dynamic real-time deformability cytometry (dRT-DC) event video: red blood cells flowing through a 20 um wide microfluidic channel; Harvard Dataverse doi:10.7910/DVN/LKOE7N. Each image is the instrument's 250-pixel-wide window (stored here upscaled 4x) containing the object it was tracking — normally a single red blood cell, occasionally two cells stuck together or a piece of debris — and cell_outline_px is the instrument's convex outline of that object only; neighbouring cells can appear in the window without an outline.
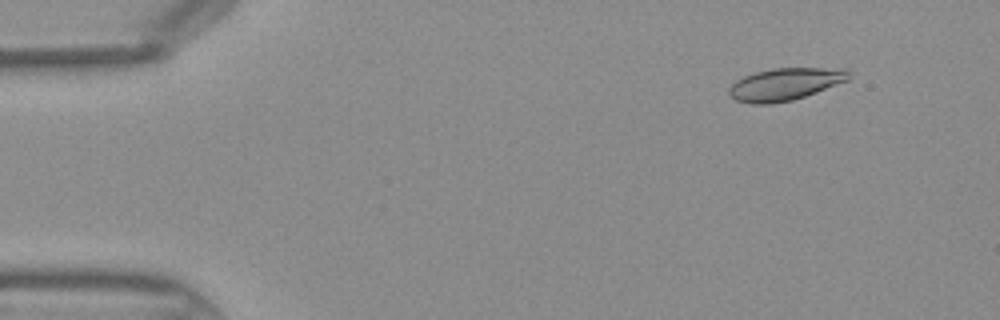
{"species": "Egyptian fruit bat (a non-hibernating species)", "species_latin": "Rousettus aegyptiacus", "temperature_condition": "warm", "stored_images_in_passage": 45, "camera_frame_rate_fps": 3000, "um_per_image_px": 0.085, "frame": {"image": 1, "passage_image": 5, "time_ms": 1.333, "image_size_px": [1000, 320], "cell_outline_px": [[852, 76], [848, 80], [816, 92], [792, 100], [772, 104], [752, 104], [736, 100], [728, 96], [728, 88], [736, 80], [744, 76], [756, 72], [772, 68], [848, 68], [852, 72]], "centroid_in_image_um": [66.74, 7.15], "position_along_channel_um": 18.3, "area_um2": 22.77}}
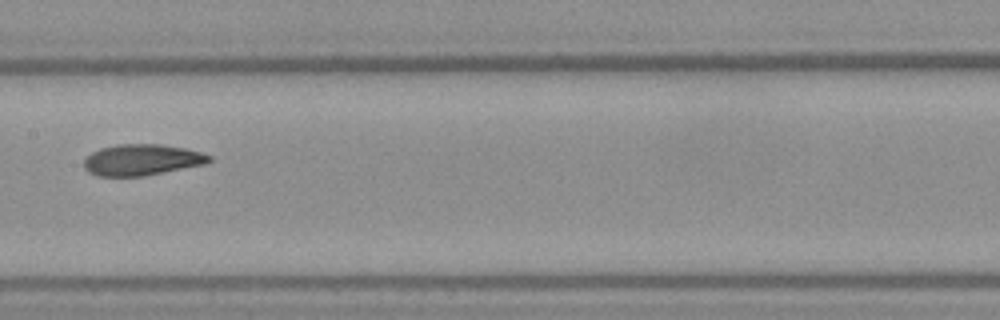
{"frame": {"image": 2, "passage_image": 23, "time_ms": 7.333, "image_size_px": [1000, 320], "cell_outline_px": [[212, 160], [204, 164], [144, 176], [96, 176], [88, 172], [84, 168], [84, 160], [92, 152], [100, 148], [120, 144], [160, 144], [184, 148], [200, 152], [212, 156]], "centroid_in_image_um": [12.04, 13.59], "position_along_channel_um": 195.4, "area_um2": 22.66}}
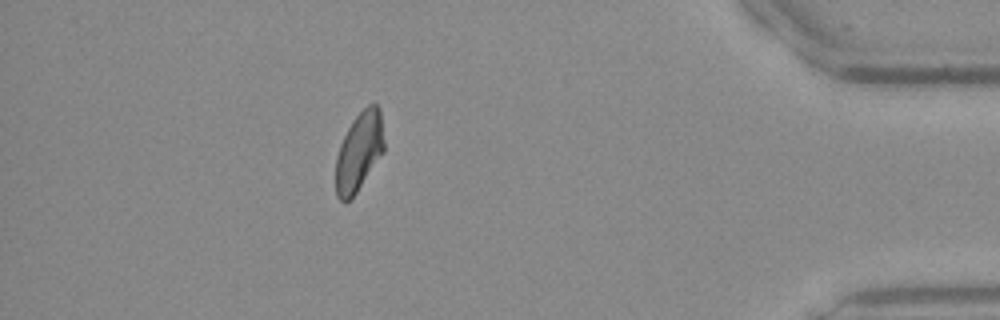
{"frame": {"image": 3, "passage_image": 40, "time_ms": 13.0, "image_size_px": [1000, 320], "cell_outline_px": [[384, 152], [356, 192], [344, 204], [336, 196], [336, 156], [340, 144], [352, 120], [368, 104], [376, 104], [380, 108], [384, 140]], "centroid_in_image_um": [30.52, 12.88], "position_along_channel_um": 404.7, "area_um2": 22.14}}